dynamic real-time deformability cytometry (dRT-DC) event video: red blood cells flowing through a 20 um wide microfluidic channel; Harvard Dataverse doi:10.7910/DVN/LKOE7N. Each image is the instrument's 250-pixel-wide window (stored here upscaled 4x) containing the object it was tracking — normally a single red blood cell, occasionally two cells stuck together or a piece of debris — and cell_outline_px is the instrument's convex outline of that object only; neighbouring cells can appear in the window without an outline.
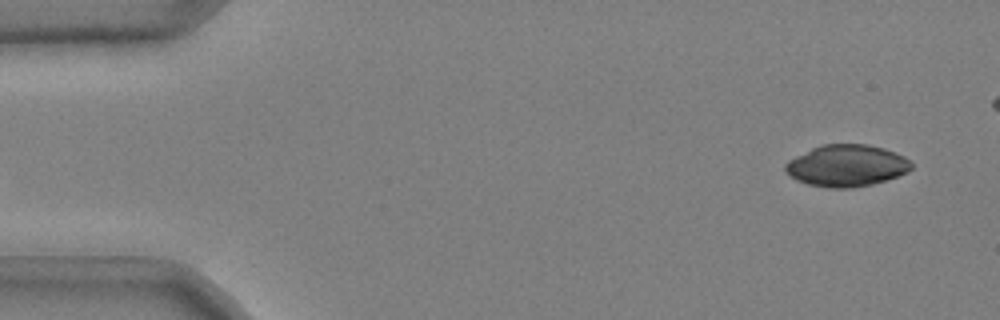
{"species": "common noctule bat (a hibernating species)", "species_latin": "Nyctalus noctula", "temperature_condition": "cold", "stored_images_in_passage": 47, "camera_frame_rate_fps": 3000, "um_per_image_px": 0.085, "animal": {"sex": "male", "body_mass_g": 20.4}, "frame": {"image": 1, "passage_image": 1, "time_ms": 0.0, "image_size_px": [1000, 320], "cell_outline_px": [[912, 168], [908, 172], [872, 184], [852, 188], [828, 188], [808, 184], [796, 180], [784, 168], [784, 164], [788, 160], [820, 144], [868, 144], [884, 148], [904, 156], [912, 164]], "centroid_in_image_um": [71.95, 14.07], "position_along_channel_um": 13.0, "area_um2": 30.58}}